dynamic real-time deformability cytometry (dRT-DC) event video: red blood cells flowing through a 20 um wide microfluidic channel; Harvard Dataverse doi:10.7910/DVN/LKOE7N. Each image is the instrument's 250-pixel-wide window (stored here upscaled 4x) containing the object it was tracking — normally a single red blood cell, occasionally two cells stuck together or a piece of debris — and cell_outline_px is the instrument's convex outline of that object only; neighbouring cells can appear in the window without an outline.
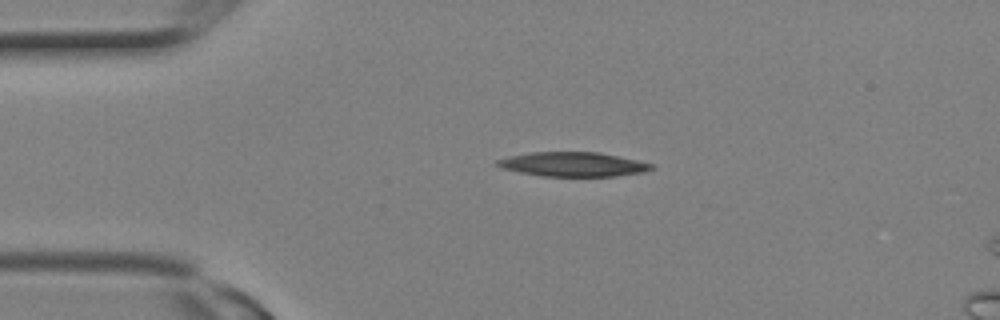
{"species": "Egyptian fruit bat (a non-hibernating species)", "species_latin": "Rousettus aegyptiacus", "temperature_condition": "room temperature", "stored_images_in_passage": 7, "camera_frame_rate_fps": 3000, "um_per_image_px": 0.085, "animal": {"sex": "female"}, "frame": {"image": 1, "passage_image": 5, "time_ms": 1.333, "image_size_px": [1000, 320], "cell_outline_px": [[656, 168], [644, 172], [616, 176], [540, 176], [500, 168], [496, 164], [496, 160], [508, 156], [532, 152], [600, 152], [656, 164]], "centroid_in_image_um": [48.74, 13.96], "position_along_channel_um": 36.3, "area_um2": 22.08}}